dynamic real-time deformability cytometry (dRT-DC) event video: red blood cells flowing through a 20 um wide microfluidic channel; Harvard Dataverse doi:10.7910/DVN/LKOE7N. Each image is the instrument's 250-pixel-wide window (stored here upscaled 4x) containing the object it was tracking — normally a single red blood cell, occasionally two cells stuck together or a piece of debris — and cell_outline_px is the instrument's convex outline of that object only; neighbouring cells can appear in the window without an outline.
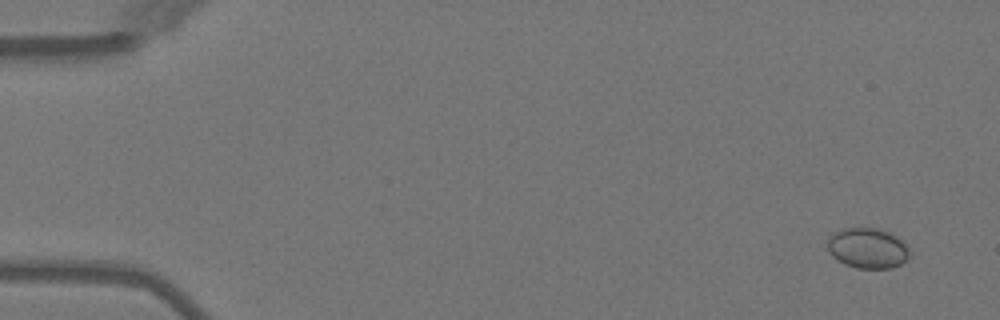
{"species": "Egyptian fruit bat (a non-hibernating species)", "species_latin": "Rousettus aegyptiacus", "temperature_condition": "warm", "stored_images_in_passage": 7, "camera_frame_rate_fps": 3000, "um_per_image_px": 0.085, "animal": {"sex": "female"}, "frame": {"image": 1, "passage_image": 1, "time_ms": 0.0, "image_size_px": [1000, 320], "cell_outline_px": [[908, 256], [900, 264], [892, 268], [856, 268], [844, 264], [832, 256], [828, 252], [828, 240], [836, 232], [844, 228], [876, 228], [888, 232], [896, 236], [908, 248]], "centroid_in_image_um": [73.72, 21.1], "position_along_channel_um": 11.3, "area_um2": 18.96}}
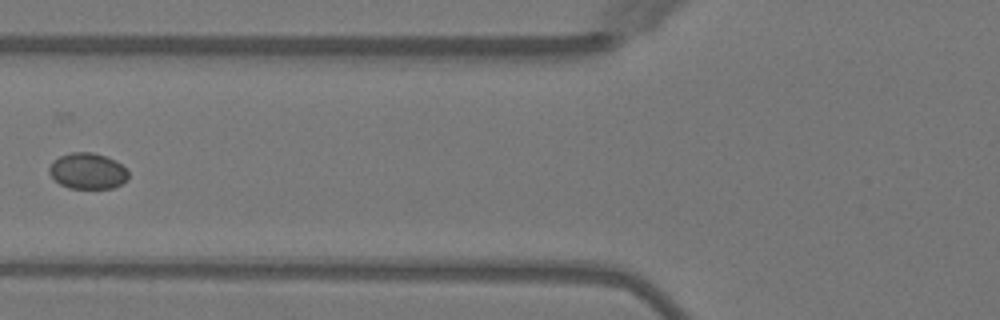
{"frame": {"image": 2, "passage_image": 6, "time_ms": 6.0, "image_size_px": [1000, 320], "cell_outline_px": [[128, 180], [112, 188], [68, 188], [60, 184], [48, 172], [48, 168], [52, 160], [60, 156], [72, 152], [92, 152], [116, 160], [128, 172]], "centroid_in_image_um": [7.43, 14.53], "position_along_channel_um": 118.4, "area_um2": 16.59}}
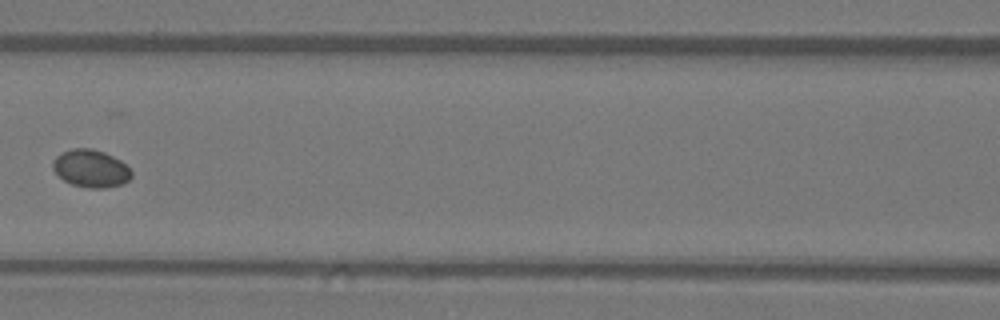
{"frame": {"image": 3, "passage_image": 7, "time_ms": 7.0, "image_size_px": [1000, 320], "cell_outline_px": [[132, 176], [124, 184], [104, 188], [88, 188], [72, 184], [64, 180], [52, 168], [52, 160], [56, 156], [72, 148], [92, 148], [104, 152], [120, 160], [132, 172]], "centroid_in_image_um": [7.72, 14.32], "position_along_channel_um": 158.9, "area_um2": 17.17}}